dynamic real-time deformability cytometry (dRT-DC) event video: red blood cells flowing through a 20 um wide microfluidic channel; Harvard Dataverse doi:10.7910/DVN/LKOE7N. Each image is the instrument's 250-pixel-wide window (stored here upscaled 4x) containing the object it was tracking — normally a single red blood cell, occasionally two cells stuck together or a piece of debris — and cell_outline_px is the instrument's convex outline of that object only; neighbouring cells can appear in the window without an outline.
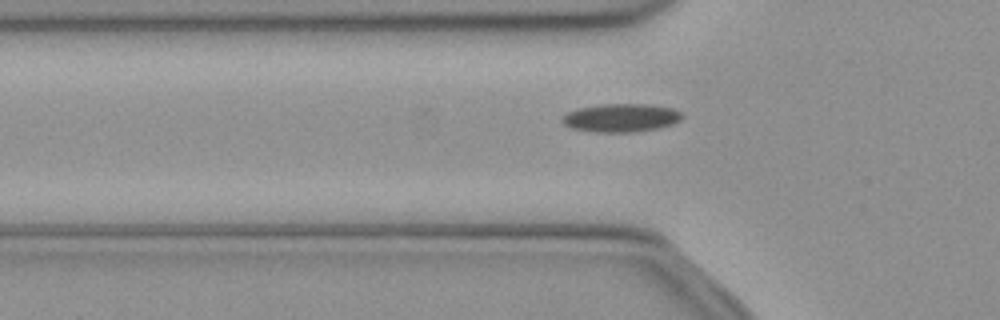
{"species": "common noctule bat (a hibernating species)", "species_latin": "Nyctalus noctula", "temperature_condition": "cold", "stored_images_in_passage": 38, "camera_frame_rate_fps": 3000, "um_per_image_px": 0.085, "animal": {"sex": "female", "body_mass_g": 21.9}, "frame": {"image": 1, "passage_image": 8, "time_ms": 2.333, "image_size_px": [1000, 320], "cell_outline_px": [[684, 116], [680, 120], [672, 124], [660, 128], [636, 132], [592, 132], [572, 128], [564, 124], [560, 120], [560, 116], [568, 112], [580, 108], [604, 104], [652, 104], [672, 108], [680, 112]], "centroid_in_image_um": [52.79, 10.02], "position_along_channel_um": 73.0, "area_um2": 19.94}}
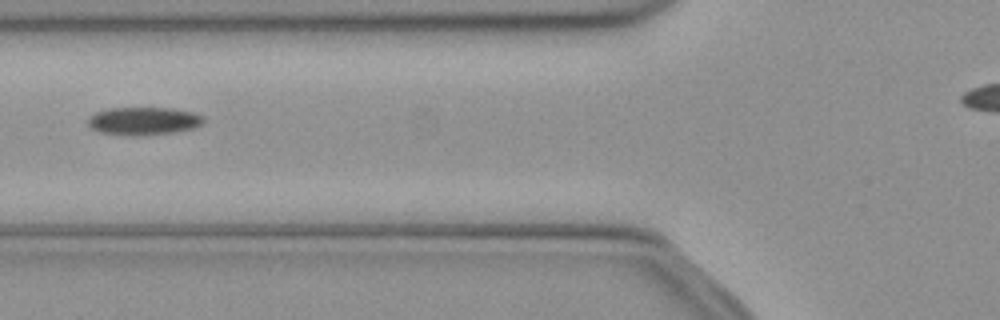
{"frame": {"image": 2, "passage_image": 11, "time_ms": 3.333, "image_size_px": [1000, 320], "cell_outline_px": [[204, 124], [192, 128], [172, 132], [144, 136], [132, 136], [100, 132], [92, 128], [88, 124], [88, 116], [96, 112], [112, 108], [172, 108], [192, 112], [204, 116]], "centroid_in_image_um": [12.21, 10.29], "position_along_channel_um": 113.6, "area_um2": 18.84}}
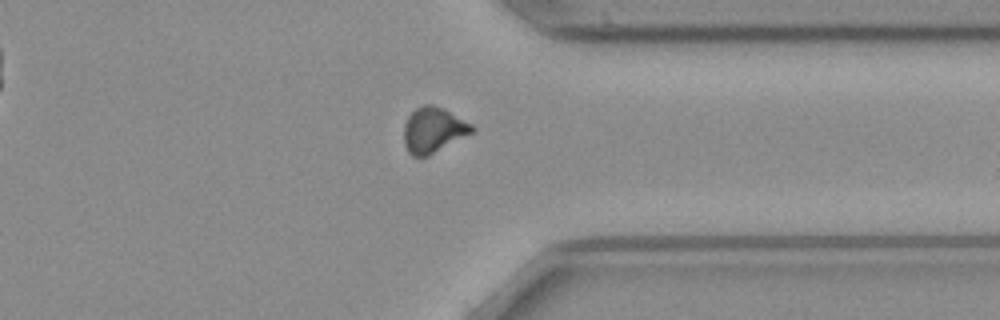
{"frame": {"image": 3, "passage_image": 31, "time_ms": 10.0, "image_size_px": [1000, 320], "cell_outline_px": [[476, 128], [472, 132], [428, 156], [412, 156], [408, 152], [404, 144], [404, 124], [408, 116], [416, 108], [424, 104], [432, 104], [444, 108], [472, 124]], "centroid_in_image_um": [36.81, 11.03], "position_along_channel_um": 374.6, "area_um2": 17.92}, "authors_computed_cell_mechanics": {"area_um2": 18.5538, "velocity_mm_per_s": 3.9577, "shape_relaxation_time_tau1_ms": 8.244, "shape_relaxation_time_tau2_ms": null, "deformation_change_tau1": 0.1659, "deformation_change_tau2": null}}